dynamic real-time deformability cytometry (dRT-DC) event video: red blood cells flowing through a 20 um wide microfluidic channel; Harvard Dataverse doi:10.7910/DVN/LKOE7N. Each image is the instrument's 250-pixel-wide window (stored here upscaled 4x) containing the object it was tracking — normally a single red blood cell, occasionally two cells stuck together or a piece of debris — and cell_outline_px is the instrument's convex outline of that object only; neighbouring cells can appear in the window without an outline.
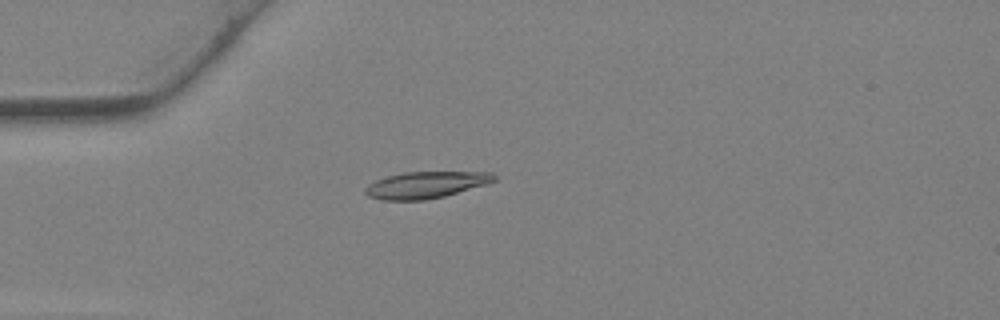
{"species": "Egyptian fruit bat (a non-hibernating species)", "species_latin": "Rousettus aegyptiacus", "temperature_condition": "warm", "stored_images_in_passage": 29, "camera_frame_rate_fps": 3000, "um_per_image_px": 0.085, "animal": {"sex": "female"}, "frame": {"image": 1, "passage_image": 1, "time_ms": 0.0, "image_size_px": [1000, 320], "cell_outline_px": [[496, 180], [484, 184], [444, 196], [424, 200], [384, 200], [368, 196], [364, 192], [364, 188], [368, 184], [376, 180], [388, 176], [404, 172], [492, 172], [496, 176]], "centroid_in_image_um": [36.15, 15.71], "position_along_channel_um": 48.8, "area_um2": 19.77}}
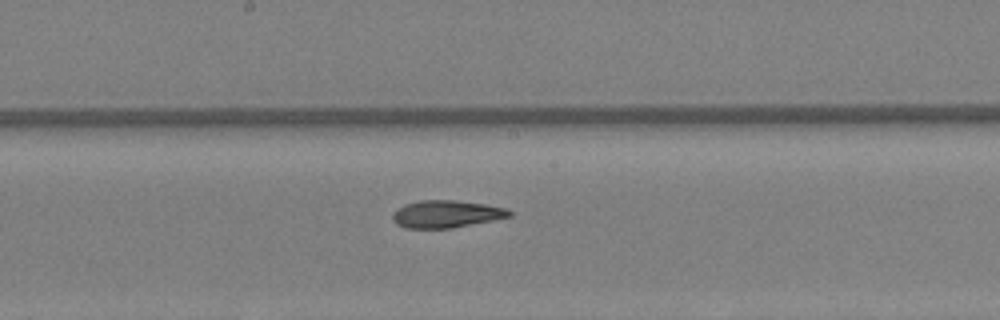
{"frame": {"image": 2, "passage_image": 11, "time_ms": 3.333, "image_size_px": [1000, 320], "cell_outline_px": [[512, 216], [452, 228], [404, 228], [396, 224], [392, 220], [392, 212], [396, 208], [404, 204], [420, 200], [456, 200], [488, 204], [508, 208], [512, 212]], "centroid_in_image_um": [37.92, 18.18], "position_along_channel_um": 210.3, "area_um2": 18.9}}
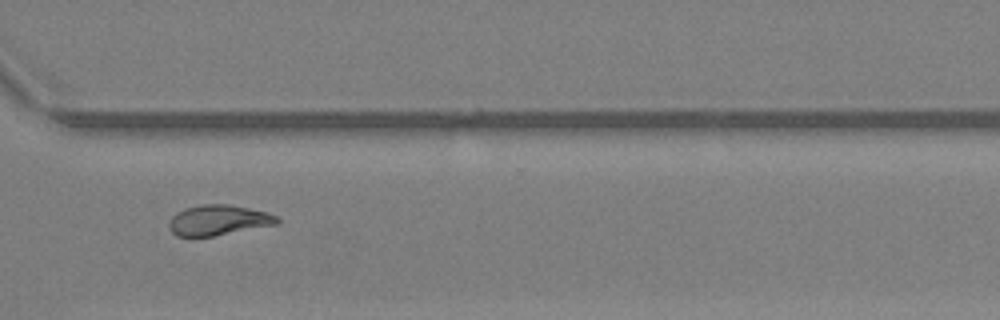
{"frame": {"image": 3, "passage_image": 19, "time_ms": 6.0, "image_size_px": [1000, 320], "cell_outline_px": [[280, 220], [276, 224], [212, 236], [176, 236], [168, 228], [168, 224], [172, 216], [176, 212], [184, 208], [204, 204], [228, 204], [268, 212], [276, 216]], "centroid_in_image_um": [18.52, 18.7], "position_along_channel_um": 352.1, "area_um2": 18.96}}